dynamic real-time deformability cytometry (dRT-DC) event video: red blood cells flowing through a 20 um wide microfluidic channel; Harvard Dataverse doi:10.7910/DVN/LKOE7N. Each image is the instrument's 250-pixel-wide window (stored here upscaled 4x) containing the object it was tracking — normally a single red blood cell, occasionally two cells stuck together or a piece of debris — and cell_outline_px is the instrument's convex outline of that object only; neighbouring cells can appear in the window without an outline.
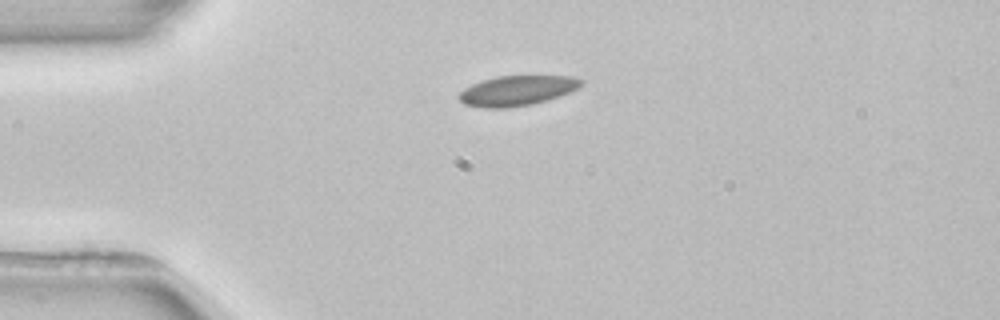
{"species": "common noctule bat (a hibernating species)", "species_latin": "Nyctalus noctula", "temperature_condition": "room temperature", "stored_images_in_passage": 3, "camera_frame_rate_fps": 3000, "um_per_image_px": 0.085, "animal": {"sex": "female", "body_mass_g": 22.7, "forearm_length_mm": 54.2}, "frame": {"image": 1, "passage_image": 1, "time_ms": 0.0, "image_size_px": [1000, 320], "cell_outline_px": [[584, 80], [576, 88], [568, 92], [532, 104], [508, 108], [484, 108], [464, 104], [456, 96], [464, 88], [472, 84], [496, 76], [572, 76]], "centroid_in_image_um": [43.87, 7.7], "position_along_channel_um": 41.1, "area_um2": 21.1}}